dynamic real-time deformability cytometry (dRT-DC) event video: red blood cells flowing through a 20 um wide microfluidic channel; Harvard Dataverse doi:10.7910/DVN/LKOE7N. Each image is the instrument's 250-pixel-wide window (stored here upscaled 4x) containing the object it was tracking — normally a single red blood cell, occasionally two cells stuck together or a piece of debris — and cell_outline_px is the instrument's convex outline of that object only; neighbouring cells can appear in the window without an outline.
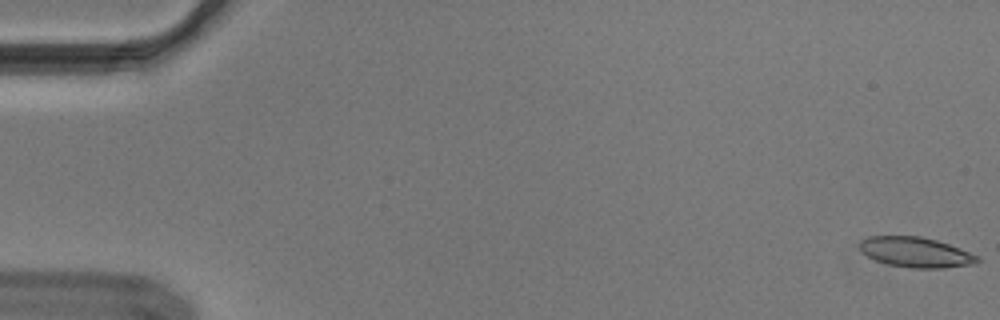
{"species": "Egyptian fruit bat (a non-hibernating species)", "species_latin": "Rousettus aegyptiacus", "temperature_condition": "cold", "stored_images_in_passage": 55, "camera_frame_rate_fps": 3000, "um_per_image_px": 0.085, "animal": {"sex": "male"}, "frame": {"image": 1, "passage_image": 1, "time_ms": 0.0, "image_size_px": [1000, 320], "cell_outline_px": [[980, 260], [976, 264], [944, 268], [912, 268], [888, 264], [876, 260], [860, 252], [860, 240], [868, 236], [920, 236], [936, 240], [948, 244], [980, 256]], "centroid_in_image_um": [77.84, 21.44], "position_along_channel_um": 7.2, "area_um2": 20.75}}
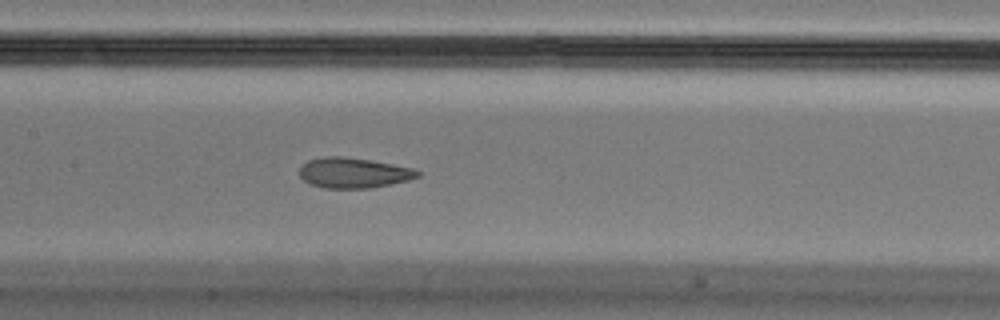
{"frame": {"image": 2, "passage_image": 27, "time_ms": 8.667, "image_size_px": [1000, 320], "cell_outline_px": [[420, 176], [408, 180], [372, 188], [324, 188], [308, 184], [300, 176], [300, 168], [308, 160], [324, 156], [344, 156], [372, 160], [412, 168], [420, 172]], "centroid_in_image_um": [30.04, 14.69], "position_along_channel_um": 177.4, "area_um2": 20.92}}
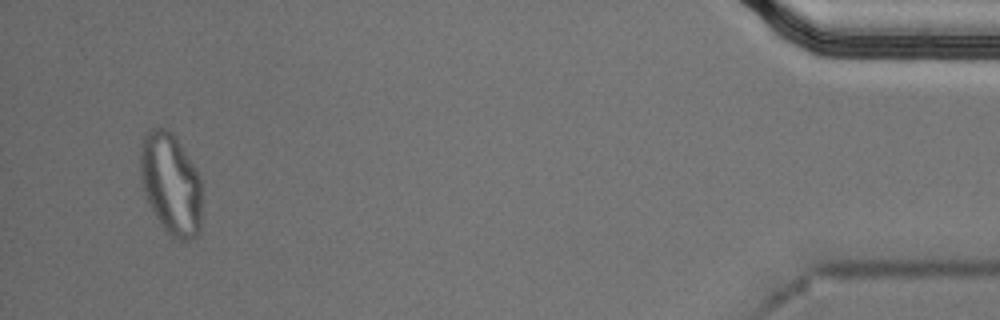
{"frame": {"image": 3, "passage_image": 53, "time_ms": 17.333, "image_size_px": [1000, 320], "cell_outline_px": [[200, 232], [196, 236], [188, 240], [172, 240], [160, 224], [144, 192], [140, 180], [140, 152], [144, 136], [148, 128], [164, 128], [172, 132], [176, 136], [196, 168], [200, 176]], "centroid_in_image_um": [14.52, 15.63], "position_along_channel_um": 420.7, "area_um2": 36.7}, "authors_computed_cell_mechanics": {"area_um2": 21.6172, "velocity_mm_per_s": 3.6482, "shape_relaxation_time_tau1_ms": null, "shape_relaxation_time_tau2_ms": 1.5423, "deformation_change_tau1": null, "deformation_change_tau2": 0.0728}}